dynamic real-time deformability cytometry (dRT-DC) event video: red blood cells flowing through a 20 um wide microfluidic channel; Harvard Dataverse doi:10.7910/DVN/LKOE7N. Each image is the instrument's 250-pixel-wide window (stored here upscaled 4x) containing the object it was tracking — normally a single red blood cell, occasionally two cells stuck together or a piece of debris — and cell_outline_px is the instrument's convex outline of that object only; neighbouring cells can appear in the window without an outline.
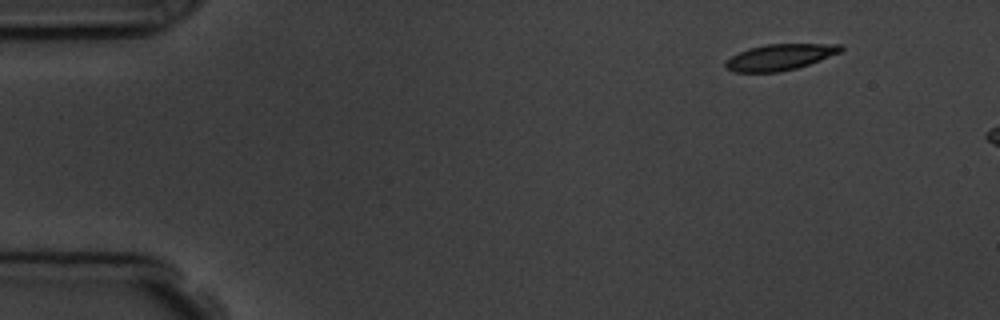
{"species": "common noctule bat (a hibernating species)", "species_latin": "Nyctalus noctula", "temperature_condition": "room temperature", "stored_images_in_passage": 3, "camera_frame_rate_fps": 3000, "um_per_image_px": 0.085, "animal": {"sex": "male", "body_mass_g": 19.5, "forearm_length_mm": 54.6}, "frame": {"image": 1, "passage_image": 1, "time_ms": 0.0, "image_size_px": [1000, 320], "cell_outline_px": [[844, 48], [840, 52], [808, 64], [796, 68], [780, 72], [736, 72], [728, 68], [724, 64], [724, 60], [748, 48], [768, 44], [840, 44]], "centroid_in_image_um": [66.26, 4.85], "position_along_channel_um": 18.7, "area_um2": 17.28}}